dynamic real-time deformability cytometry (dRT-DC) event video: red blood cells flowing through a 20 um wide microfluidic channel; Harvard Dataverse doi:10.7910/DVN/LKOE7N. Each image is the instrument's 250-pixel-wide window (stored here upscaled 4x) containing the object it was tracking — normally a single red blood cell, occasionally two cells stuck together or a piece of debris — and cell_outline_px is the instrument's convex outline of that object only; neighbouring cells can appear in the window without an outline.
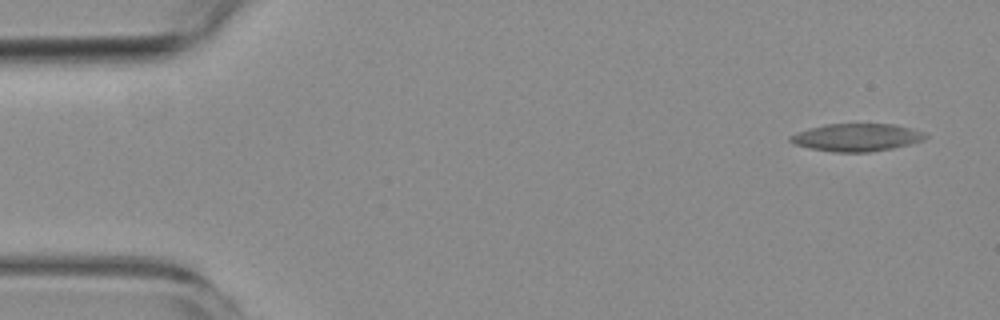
{"species": "common noctule bat (a hibernating species)", "species_latin": "Nyctalus noctula", "temperature_condition": "room temperature", "stored_images_in_passage": 4, "camera_frame_rate_fps": 3000, "um_per_image_px": 0.085, "animal": {"sex": "female", "body_mass_g": 19.3, "forearm_length_mm": 54.1}, "frame": {"image": 1, "passage_image": 1, "time_ms": 0.0, "image_size_px": [1000, 320], "cell_outline_px": [[928, 136], [924, 140], [892, 148], [868, 152], [836, 152], [808, 148], [792, 144], [788, 140], [788, 136], [808, 128], [824, 124], [892, 124], [928, 132]], "centroid_in_image_um": [72.79, 11.67], "position_along_channel_um": 12.2, "area_um2": 21.91}}
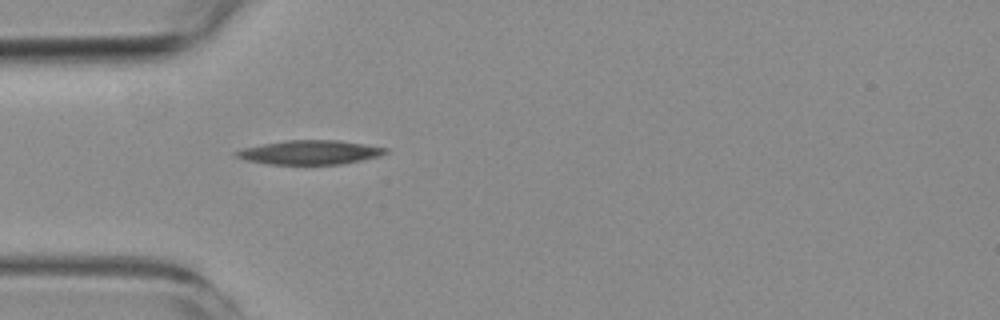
{"frame": {"image": 2, "passage_image": 4, "time_ms": 4.333, "image_size_px": [1000, 320], "cell_outline_px": [[388, 152], [380, 156], [340, 164], [268, 164], [248, 160], [236, 156], [232, 152], [244, 148], [264, 144], [288, 140], [340, 140], [388, 148]], "centroid_in_image_um": [26.37, 12.94], "position_along_channel_um": 58.6, "area_um2": 20.75}}